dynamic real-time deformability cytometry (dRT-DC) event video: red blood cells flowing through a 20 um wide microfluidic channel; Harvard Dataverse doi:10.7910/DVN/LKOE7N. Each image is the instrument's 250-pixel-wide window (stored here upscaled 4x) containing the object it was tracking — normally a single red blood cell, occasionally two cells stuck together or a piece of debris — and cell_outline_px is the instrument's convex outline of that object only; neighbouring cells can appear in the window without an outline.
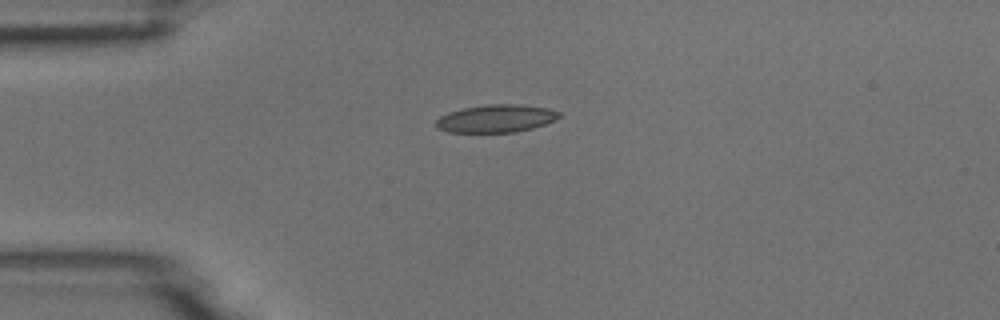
{"species": "common noctule bat (a hibernating species)", "species_latin": "Nyctalus noctula", "temperature_condition": "room temperature", "stored_images_in_passage": 5, "camera_frame_rate_fps": 3000, "um_per_image_px": 0.085, "animal": {"sex": "male", "body_mass_g": 18.8}, "frame": {"image": 1, "passage_image": 3, "time_ms": 3.333, "image_size_px": [1000, 320], "cell_outline_px": [[560, 116], [556, 120], [532, 128], [516, 132], [448, 132], [436, 128], [436, 120], [440, 116], [448, 112], [460, 108], [488, 104], [520, 104], [548, 108], [560, 112]], "centroid_in_image_um": [42.15, 10.06], "position_along_channel_um": 42.9, "area_um2": 20.06}}
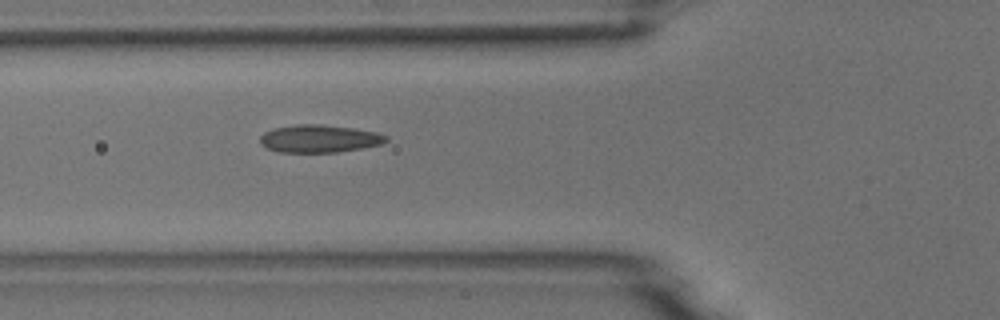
{"frame": {"image": 2, "passage_image": 5, "time_ms": 5.333, "image_size_px": [1000, 320], "cell_outline_px": [[388, 140], [380, 144], [364, 148], [336, 152], [280, 152], [268, 148], [260, 144], [260, 136], [264, 132], [272, 128], [296, 124], [320, 124], [352, 128], [376, 132], [388, 136]], "centroid_in_image_um": [27.12, 11.78], "position_along_channel_um": 98.7, "area_um2": 20.35}}